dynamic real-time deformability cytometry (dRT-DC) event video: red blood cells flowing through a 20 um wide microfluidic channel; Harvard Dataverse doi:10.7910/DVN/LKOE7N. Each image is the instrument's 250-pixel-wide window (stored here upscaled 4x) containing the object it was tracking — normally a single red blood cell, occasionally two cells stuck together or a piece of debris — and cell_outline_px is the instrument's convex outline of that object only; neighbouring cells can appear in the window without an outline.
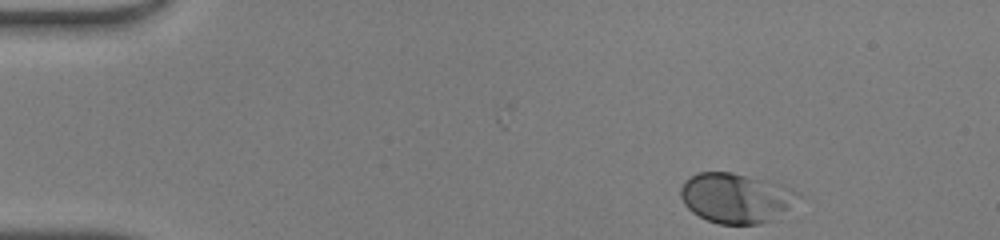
{"species": "human", "species_latin": "Homo sapiens", "temperature_condition": "warm", "stored_images_in_passage": 37, "camera_frame_rate_fps": 3000, "um_per_image_px": 0.085, "donor": {"sex": "male"}, "frame": {"image": 1, "passage_image": 1, "time_ms": 0.0, "image_size_px": [1000, 240], "cell_outline_px": [[800, 196], [788, 208], [772, 220], [760, 224], [720, 224], [708, 220], [692, 212], [684, 204], [680, 196], [680, 188], [684, 180], [696, 172], [732, 172], [768, 180], [792, 188], [800, 192]], "centroid_in_image_um": [62.53, 16.81], "position_along_channel_um": 22.5, "area_um2": 34.28}}
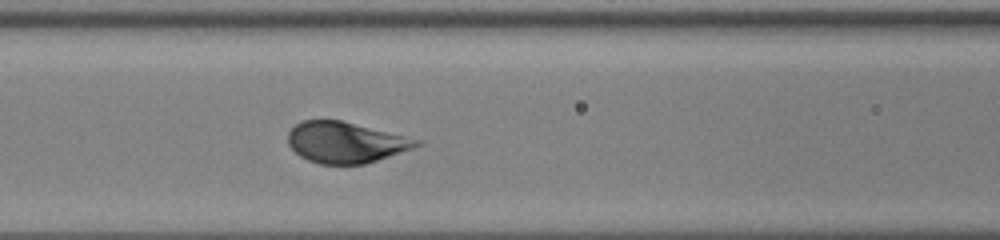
{"frame": {"image": 2, "passage_image": 16, "time_ms": 5.0, "image_size_px": [1000, 240], "cell_outline_px": [[424, 144], [364, 164], [320, 164], [308, 160], [300, 156], [288, 144], [288, 132], [300, 120], [340, 120], [424, 140]], "centroid_in_image_um": [29.38, 12.09], "position_along_channel_um": 137.2, "area_um2": 30.58}}
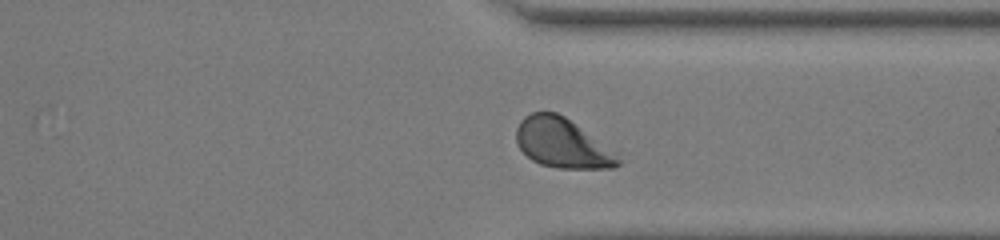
{"frame": {"image": 3, "passage_image": 32, "time_ms": 10.333, "image_size_px": [1000, 240], "cell_outline_px": [[620, 164], [616, 168], [556, 168], [540, 164], [532, 160], [516, 144], [516, 128], [520, 120], [524, 116], [532, 112], [556, 112], [564, 116], [620, 148]], "centroid_in_image_um": [47.93, 12.16], "position_along_channel_um": 363.5, "area_um2": 30.75}, "authors_computed_cell_mechanics": {"area_um2": 31.3854, "velocity_mm_per_s": 4.2343, "shape_relaxation_time_tau1_ms": 1.6225, "shape_relaxation_time_tau2_ms": null, "deformation_change_tau1": 0.135, "deformation_change_tau2": null}}